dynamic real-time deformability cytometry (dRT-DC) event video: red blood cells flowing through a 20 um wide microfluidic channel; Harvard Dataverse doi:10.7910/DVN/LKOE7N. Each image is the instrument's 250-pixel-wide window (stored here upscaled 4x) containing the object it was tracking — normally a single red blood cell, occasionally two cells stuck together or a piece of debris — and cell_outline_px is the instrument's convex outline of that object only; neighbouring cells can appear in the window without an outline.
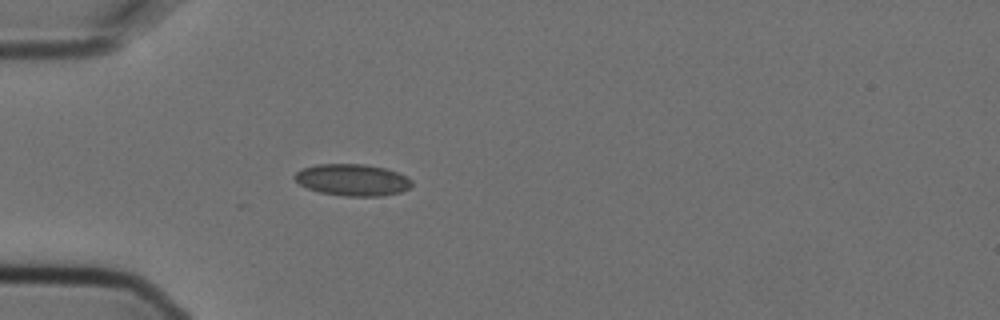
{"species": "Egyptian fruit bat (a non-hibernating species)", "species_latin": "Rousettus aegyptiacus", "temperature_condition": "cold", "stored_images_in_passage": 1, "camera_frame_rate_fps": 3000, "um_per_image_px": 0.085, "animal": {"sex": "female"}, "frame": {"image": 1, "passage_image": 1, "time_ms": 0.0, "image_size_px": [1000, 320], "cell_outline_px": [[412, 184], [408, 188], [400, 192], [380, 196], [344, 196], [320, 192], [308, 188], [300, 184], [292, 176], [300, 168], [316, 164], [364, 164], [384, 168], [396, 172], [412, 180]], "centroid_in_image_um": [29.91, 15.28], "position_along_channel_um": 55.1, "area_um2": 21.56}}